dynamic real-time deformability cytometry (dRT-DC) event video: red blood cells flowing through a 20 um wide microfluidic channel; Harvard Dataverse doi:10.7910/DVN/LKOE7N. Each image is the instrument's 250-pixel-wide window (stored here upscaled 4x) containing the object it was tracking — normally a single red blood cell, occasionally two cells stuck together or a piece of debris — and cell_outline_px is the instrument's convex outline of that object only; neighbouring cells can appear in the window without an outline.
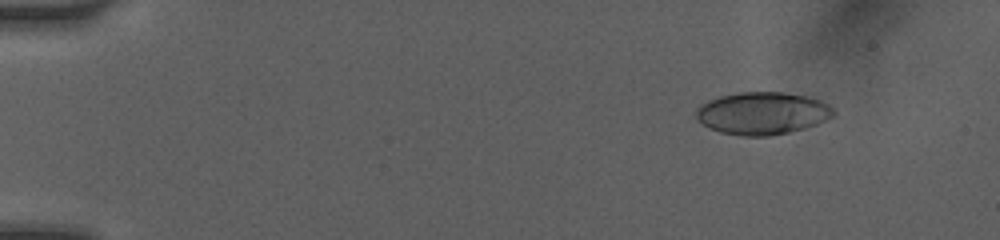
{"species": "human", "species_latin": "Homo sapiens", "temperature_condition": "room temperature", "stored_images_in_passage": 20, "camera_frame_rate_fps": 3000, "um_per_image_px": 0.085, "donor": {"sex": "female"}, "frame": {"image": 1, "passage_image": 5, "time_ms": 1.667, "image_size_px": [1000, 240], "cell_outline_px": [[836, 116], [816, 124], [804, 128], [788, 132], [768, 136], [740, 136], [720, 132], [708, 128], [696, 120], [696, 112], [700, 104], [708, 100], [720, 96], [740, 92], [784, 92], [804, 96], [820, 100], [828, 104], [836, 112]], "centroid_in_image_um": [64.79, 9.63], "position_along_channel_um": 20.2, "area_um2": 34.16}}
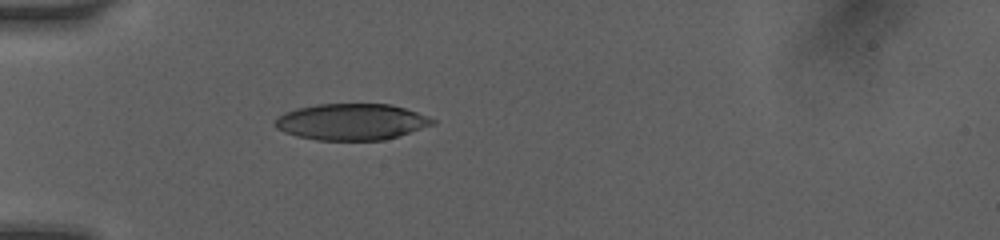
{"frame": {"image": 2, "passage_image": 16, "time_ms": 5.0, "image_size_px": [1000, 240], "cell_outline_px": [[436, 124], [384, 140], [316, 140], [296, 136], [284, 132], [276, 128], [272, 124], [284, 112], [296, 108], [316, 104], [392, 104], [428, 116], [436, 120]], "centroid_in_image_um": [29.86, 10.35], "position_along_channel_um": 55.1, "area_um2": 33.47}}
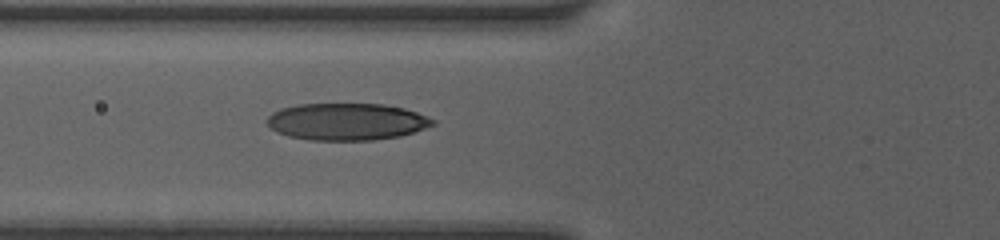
{"frame": {"image": 3, "passage_image": 20, "time_ms": 6.333, "image_size_px": [1000, 240], "cell_outline_px": [[436, 124], [400, 136], [372, 140], [308, 140], [288, 136], [276, 132], [264, 120], [272, 112], [280, 108], [296, 104], [384, 104], [404, 108], [416, 112], [436, 120]], "centroid_in_image_um": [29.43, 10.34], "position_along_channel_um": 96.4, "area_um2": 35.89}}